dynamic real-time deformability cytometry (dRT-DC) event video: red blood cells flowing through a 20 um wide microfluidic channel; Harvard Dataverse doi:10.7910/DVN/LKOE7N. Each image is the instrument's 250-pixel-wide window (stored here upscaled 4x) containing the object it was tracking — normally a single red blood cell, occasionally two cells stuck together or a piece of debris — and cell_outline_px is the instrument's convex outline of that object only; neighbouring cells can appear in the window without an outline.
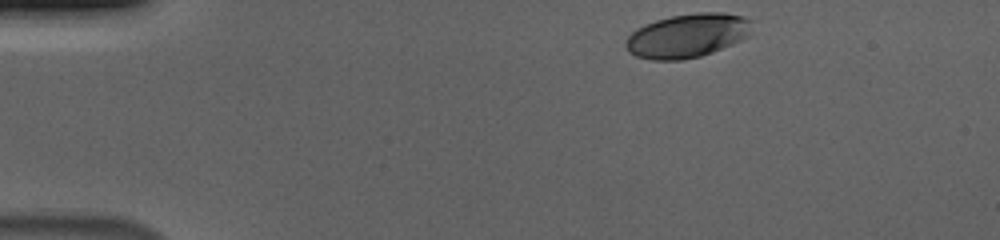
{"species": "human", "species_latin": "Homo sapiens", "temperature_condition": "cold", "stored_images_in_passage": 41, "camera_frame_rate_fps": 3000, "um_per_image_px": 0.085, "donor": {"sex": "male"}, "frame": {"image": 1, "passage_image": 1, "time_ms": 0.0, "image_size_px": [1000, 240], "cell_outline_px": [[752, 20], [748, 36], [732, 44], [712, 52], [700, 56], [680, 60], [652, 60], [636, 56], [628, 52], [624, 44], [624, 40], [636, 28], [644, 24], [656, 20], [672, 16], [696, 12], [724, 12], [744, 16]], "centroid_in_image_um": [58.4, 3.02], "position_along_channel_um": 26.6, "area_um2": 32.43}}
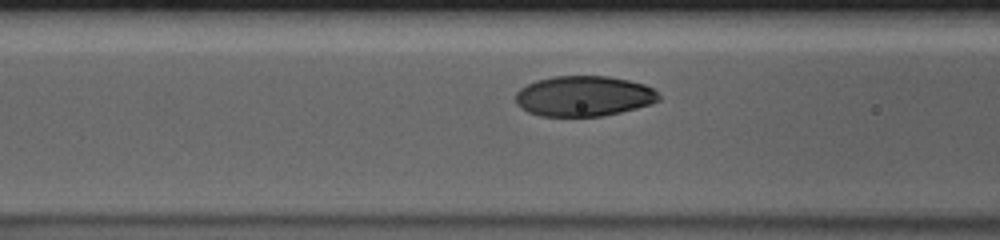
{"frame": {"image": 2, "passage_image": 15, "time_ms": 4.667, "image_size_px": [1000, 240], "cell_outline_px": [[660, 100], [652, 104], [604, 116], [540, 116], [528, 112], [520, 108], [516, 104], [516, 92], [520, 88], [536, 80], [552, 76], [608, 76], [628, 80], [644, 84], [652, 88], [660, 96]], "centroid_in_image_um": [49.61, 8.17], "position_along_channel_um": 117.0, "area_um2": 33.87}}
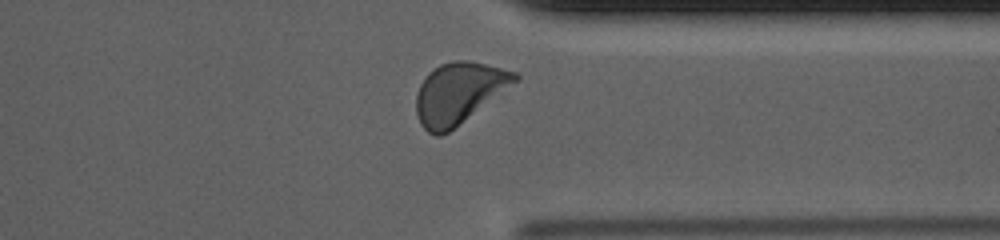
{"frame": {"image": 3, "passage_image": 36, "time_ms": 11.667, "image_size_px": [1000, 240], "cell_outline_px": [[520, 80], [448, 132], [440, 136], [436, 136], [428, 132], [420, 124], [416, 112], [416, 92], [420, 84], [428, 72], [440, 64], [452, 60], [468, 60], [516, 72], [520, 76]], "centroid_in_image_um": [38.98, 7.9], "position_along_channel_um": 372.4, "area_um2": 35.08}, "authors_computed_cell_mechanics": {"area_um2": 33.9286, "velocity_mm_per_s": 3.6616, "shape_relaxation_time_tau1_ms": 2.502, "shape_relaxation_time_tau2_ms": null, "deformation_change_tau1": 0.1511, "deformation_change_tau2": null}}